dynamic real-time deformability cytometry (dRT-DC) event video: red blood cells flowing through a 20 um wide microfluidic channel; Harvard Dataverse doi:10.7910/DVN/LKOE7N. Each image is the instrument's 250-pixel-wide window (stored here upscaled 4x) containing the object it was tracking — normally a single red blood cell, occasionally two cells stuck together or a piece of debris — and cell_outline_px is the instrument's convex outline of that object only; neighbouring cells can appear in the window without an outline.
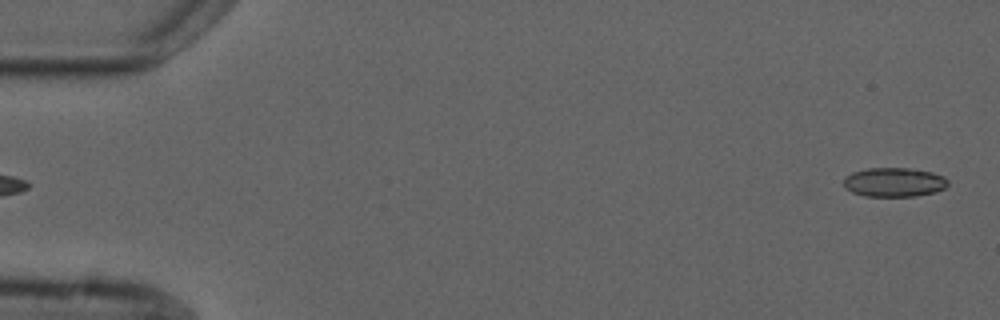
{"species": "common noctule bat (a hibernating species)", "species_latin": "Nyctalus noctula", "temperature_condition": "cold", "stored_images_in_passage": 2, "camera_frame_rate_fps": 3000, "um_per_image_px": 0.085, "animal": {"sex": "male", "forearm_length_mm": 52.5}, "frame": {"image": 1, "passage_image": 2, "time_ms": 1.333, "image_size_px": [1000, 320], "cell_outline_px": [[948, 184], [944, 188], [936, 192], [916, 196], [864, 196], [852, 192], [844, 188], [844, 176], [852, 172], [868, 168], [908, 168], [932, 172], [944, 176], [948, 180]], "centroid_in_image_um": [75.99, 15.49], "position_along_channel_um": 9.0, "area_um2": 17.86}}